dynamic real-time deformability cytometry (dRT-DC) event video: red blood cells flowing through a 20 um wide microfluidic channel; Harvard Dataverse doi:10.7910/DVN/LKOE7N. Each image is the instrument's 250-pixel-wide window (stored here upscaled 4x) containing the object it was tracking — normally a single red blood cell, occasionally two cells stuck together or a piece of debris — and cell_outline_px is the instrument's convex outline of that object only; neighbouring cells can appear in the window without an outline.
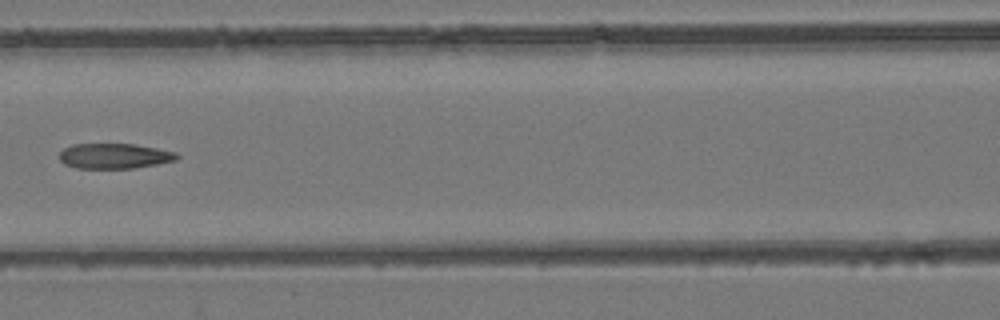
{"species": "common noctule bat (a hibernating species)", "species_latin": "Nyctalus noctula", "temperature_condition": "room temperature", "stored_images_in_passage": 6, "camera_frame_rate_fps": 3000, "um_per_image_px": 0.085, "animal": {"sex": "female", "body_mass_g": 24.6, "forearm_length_mm": 56.2}, "frame": {"image": 1, "passage_image": 4, "time_ms": 3.667, "image_size_px": [1000, 320], "cell_outline_px": [[180, 156], [176, 160], [156, 164], [132, 168], [76, 168], [64, 164], [60, 160], [60, 152], [64, 148], [72, 144], [136, 144], [176, 152]], "centroid_in_image_um": [9.72, 13.25], "position_along_channel_um": 156.9, "area_um2": 17.22}}
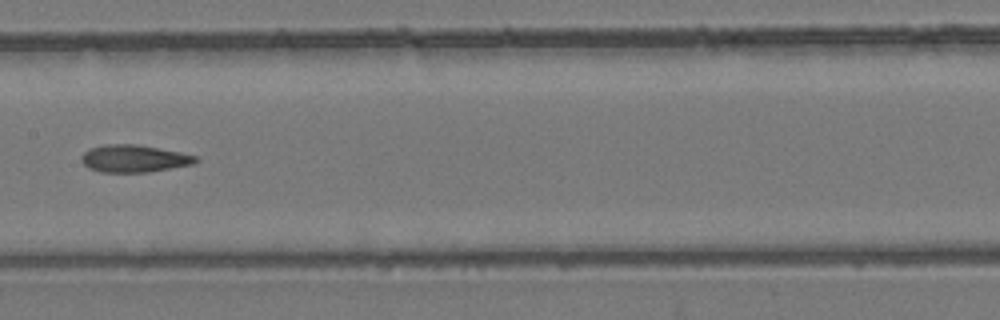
{"frame": {"image": 2, "passage_image": 5, "time_ms": 4.667, "image_size_px": [1000, 320], "cell_outline_px": [[200, 160], [192, 164], [148, 172], [100, 172], [88, 168], [80, 160], [80, 156], [88, 148], [104, 144], [136, 144], [180, 152], [196, 156]], "centroid_in_image_um": [11.34, 13.47], "position_along_channel_um": 196.1, "area_um2": 18.26}}
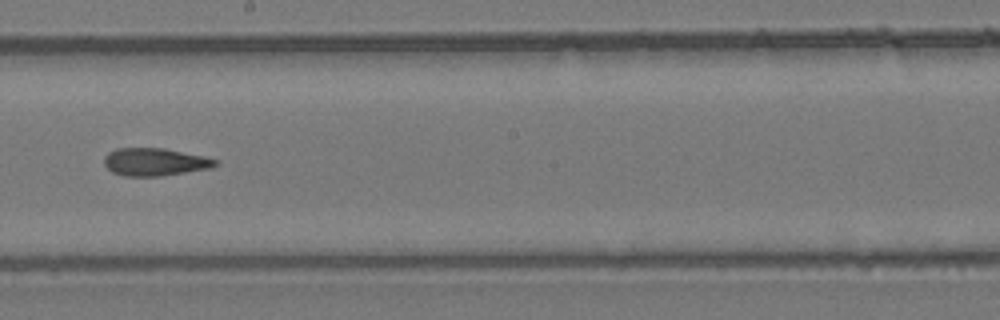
{"frame": {"image": 3, "passage_image": 6, "time_ms": 5.667, "image_size_px": [1000, 320], "cell_outline_px": [[220, 164], [212, 168], [160, 176], [124, 176], [112, 172], [104, 164], [104, 156], [108, 152], [116, 148], [164, 148], [204, 156], [220, 160]], "centroid_in_image_um": [13.19, 13.76], "position_along_channel_um": 235.0, "area_um2": 18.15}}